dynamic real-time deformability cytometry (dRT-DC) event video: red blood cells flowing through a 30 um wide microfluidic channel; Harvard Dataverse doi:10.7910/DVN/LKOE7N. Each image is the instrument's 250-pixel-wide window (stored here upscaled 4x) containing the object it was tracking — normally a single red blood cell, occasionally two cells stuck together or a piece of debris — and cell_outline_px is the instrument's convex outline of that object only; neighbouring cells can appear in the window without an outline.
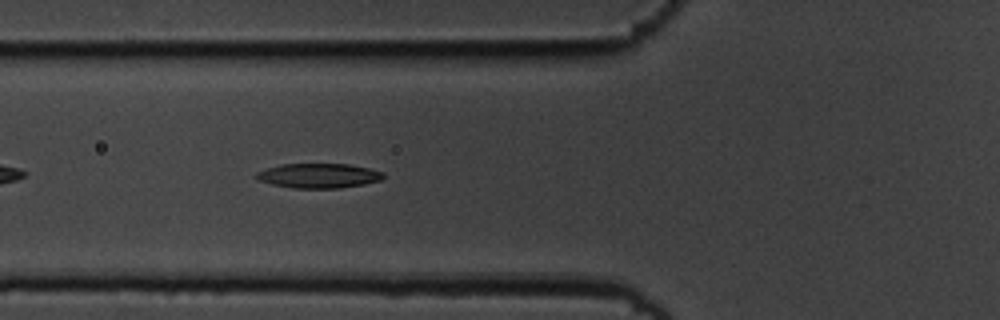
{"species": "common noctule bat (a hibernating species)", "species_latin": "Nyctalus noctula", "temperature_condition": "cold", "stored_images_in_passage": 42, "camera_frame_rate_fps": 3000, "um_per_image_px": 0.085, "animal": {"sex": "male", "body_mass_g": 19.5, "forearm_length_mm": 54.6}, "frame": {"image": 1, "passage_image": 7, "time_ms": 2.0, "image_size_px": [1000, 320], "cell_outline_px": [[384, 176], [380, 180], [364, 184], [340, 188], [292, 188], [272, 184], [260, 180], [256, 176], [256, 172], [280, 164], [348, 164], [368, 168], [384, 172]], "centroid_in_image_um": [27.1, 14.93], "position_along_channel_um": 98.7, "area_um2": 18.09}}
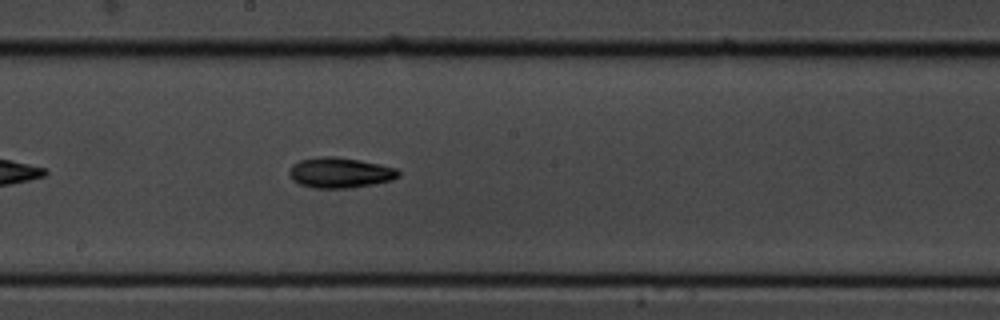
{"frame": {"image": 2, "passage_image": 17, "time_ms": 5.333, "image_size_px": [1000, 320], "cell_outline_px": [[400, 176], [392, 180], [352, 188], [312, 188], [300, 184], [292, 180], [288, 172], [292, 164], [300, 160], [320, 156], [336, 156], [360, 160], [380, 164], [396, 168], [400, 172]], "centroid_in_image_um": [28.89, 14.67], "position_along_channel_um": 219.3, "area_um2": 19.54}}
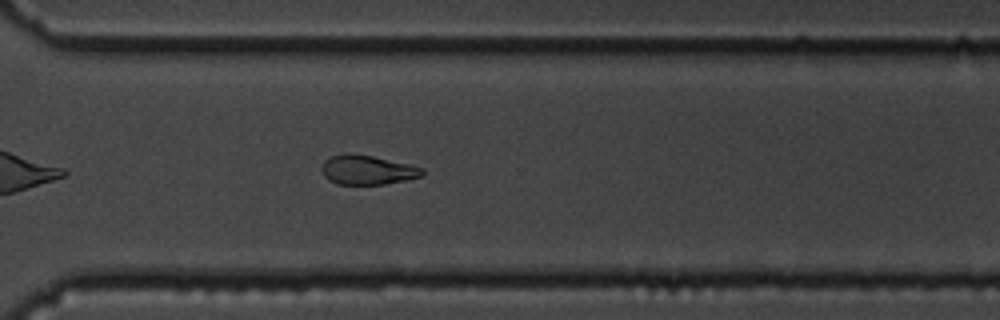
{"frame": {"image": 3, "passage_image": 27, "time_ms": 8.667, "image_size_px": [1000, 320], "cell_outline_px": [[424, 176], [384, 184], [336, 184], [328, 180], [324, 176], [324, 160], [332, 156], [372, 156], [408, 164], [424, 168]], "centroid_in_image_um": [31.3, 14.49], "position_along_channel_um": 339.3, "area_um2": 16.47}, "authors_computed_cell_mechanics": {"area_um2": 18.5827, "velocity_mm_per_s": 3.6057, "shape_relaxation_time_tau1_ms": 2.8563, "shape_relaxation_time_tau2_ms": null, "deformation_change_tau1": 0.1223, "deformation_change_tau2": null}}